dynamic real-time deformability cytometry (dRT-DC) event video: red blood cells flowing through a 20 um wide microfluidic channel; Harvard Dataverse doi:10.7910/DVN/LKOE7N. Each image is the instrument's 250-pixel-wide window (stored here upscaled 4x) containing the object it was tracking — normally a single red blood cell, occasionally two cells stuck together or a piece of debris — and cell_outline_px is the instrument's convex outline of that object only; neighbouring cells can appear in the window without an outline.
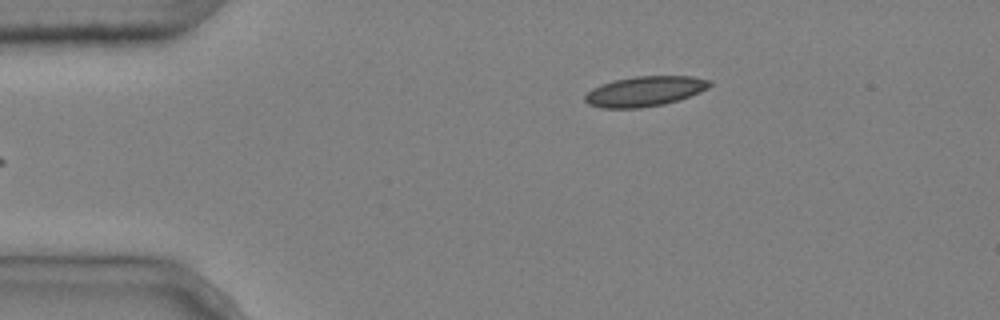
{"species": "common noctule bat (a hibernating species)", "species_latin": "Nyctalus noctula", "temperature_condition": "cold", "stored_images_in_passage": 5, "camera_frame_rate_fps": 3000, "um_per_image_px": 0.085, "animal": {"sex": "male", "body_mass_g": 20.4}, "frame": {"image": 1, "passage_image": 5, "time_ms": 1.333, "image_size_px": [1000, 320], "cell_outline_px": [[712, 84], [708, 88], [700, 92], [680, 100], [664, 104], [640, 108], [600, 108], [588, 104], [584, 100], [584, 96], [592, 88], [600, 84], [612, 80], [636, 76], [692, 76], [712, 80]], "centroid_in_image_um": [54.81, 7.76], "position_along_channel_um": 30.2, "area_um2": 22.14}}